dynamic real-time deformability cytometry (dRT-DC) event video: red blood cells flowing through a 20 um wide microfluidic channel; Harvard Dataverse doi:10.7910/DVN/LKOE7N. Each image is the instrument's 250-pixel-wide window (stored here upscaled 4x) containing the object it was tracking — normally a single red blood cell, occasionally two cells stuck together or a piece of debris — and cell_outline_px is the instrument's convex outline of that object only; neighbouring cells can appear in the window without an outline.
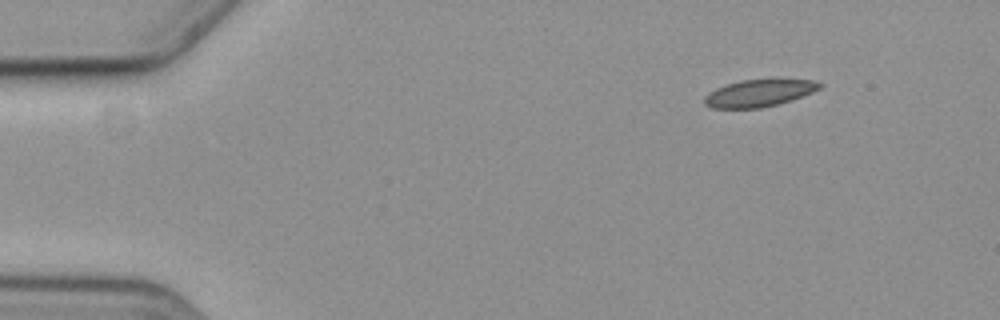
{"species": "common noctule bat (a hibernating species)", "species_latin": "Nyctalus noctula", "temperature_condition": "cold", "stored_images_in_passage": 52, "camera_frame_rate_fps": 3000, "um_per_image_px": 0.085, "animal": {"sex": "female", "body_mass_g": 19.3, "forearm_length_mm": 54.1}, "frame": {"image": 1, "passage_image": 1, "time_ms": 0.0, "image_size_px": [1000, 320], "cell_outline_px": [[824, 84], [820, 88], [812, 92], [792, 100], [760, 108], [712, 108], [704, 104], [704, 96], [708, 92], [716, 88], [740, 80], [772, 76], [776, 76], [816, 80]], "centroid_in_image_um": [64.59, 7.84], "position_along_channel_um": 20.4, "area_um2": 19.19}}
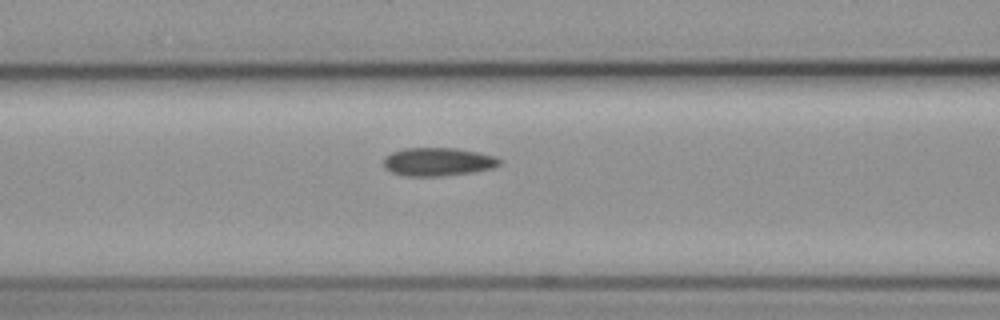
{"frame": {"image": 2, "passage_image": 18, "time_ms": 5.667, "image_size_px": [1000, 320], "cell_outline_px": [[500, 164], [496, 168], [472, 172], [440, 176], [404, 176], [392, 172], [384, 168], [384, 156], [392, 152], [404, 148], [456, 148], [496, 156], [500, 160]], "centroid_in_image_um": [37.22, 13.75], "position_along_channel_um": 129.4, "area_um2": 19.19}}
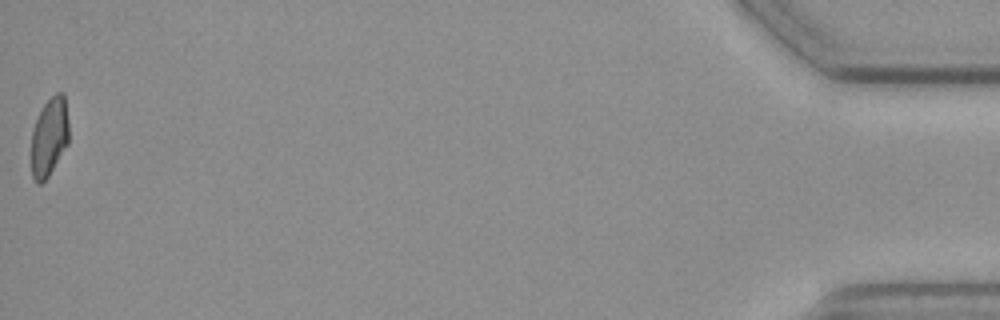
{"frame": {"image": 3, "passage_image": 52, "time_ms": 17.0, "image_size_px": [1000, 320], "cell_outline_px": [[68, 144], [48, 176], [40, 184], [36, 184], [32, 176], [32, 132], [36, 120], [44, 104], [56, 92], [64, 92], [68, 120]], "centroid_in_image_um": [4.2, 11.63], "position_along_channel_um": 431.0, "area_um2": 17.05}, "authors_computed_cell_mechanics": {"area_um2": 18.6694, "velocity_mm_per_s": 3.582, "shape_relaxation_time_tau1_ms": 4.3911, "shape_relaxation_time_tau2_ms": 4.0384, "deformation_change_tau1": 0.1105, "deformation_change_tau2": 0.095}}